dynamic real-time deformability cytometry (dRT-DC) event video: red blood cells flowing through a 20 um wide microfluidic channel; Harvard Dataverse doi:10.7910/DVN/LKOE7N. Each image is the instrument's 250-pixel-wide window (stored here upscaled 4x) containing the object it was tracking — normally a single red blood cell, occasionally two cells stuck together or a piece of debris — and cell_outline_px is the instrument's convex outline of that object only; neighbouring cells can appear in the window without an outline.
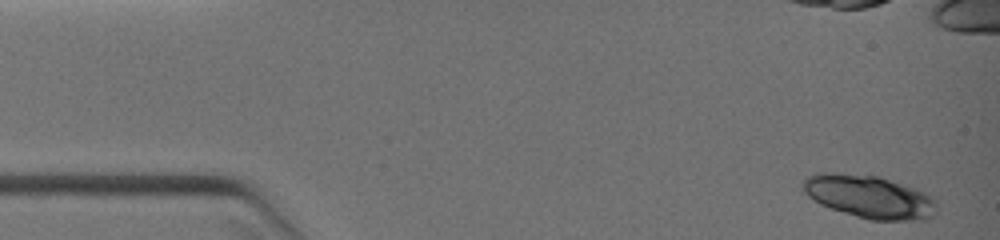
{"species": "common noctule bat (a hibernating species)", "species_latin": "Nyctalus noctula", "temperature_condition": "warm", "stored_images_in_passage": 7, "camera_frame_rate_fps": 3000, "um_per_image_px": 0.085, "animal": {"sex": "female", "body_mass_g": 19.0, "forearm_length_mm": 51.5}, "frame": {"image": 1, "passage_image": 1, "time_ms": 0.0, "image_size_px": [1000, 240], "cell_outline_px": [[936, 212], [932, 216], [924, 220], [872, 220], [856, 216], [820, 204], [808, 196], [800, 188], [800, 184], [808, 176], [816, 172], [832, 172], [876, 176], [916, 188], [924, 192], [936, 204]], "centroid_in_image_um": [73.84, 16.71], "position_along_channel_um": 11.2, "area_um2": 33.29}}